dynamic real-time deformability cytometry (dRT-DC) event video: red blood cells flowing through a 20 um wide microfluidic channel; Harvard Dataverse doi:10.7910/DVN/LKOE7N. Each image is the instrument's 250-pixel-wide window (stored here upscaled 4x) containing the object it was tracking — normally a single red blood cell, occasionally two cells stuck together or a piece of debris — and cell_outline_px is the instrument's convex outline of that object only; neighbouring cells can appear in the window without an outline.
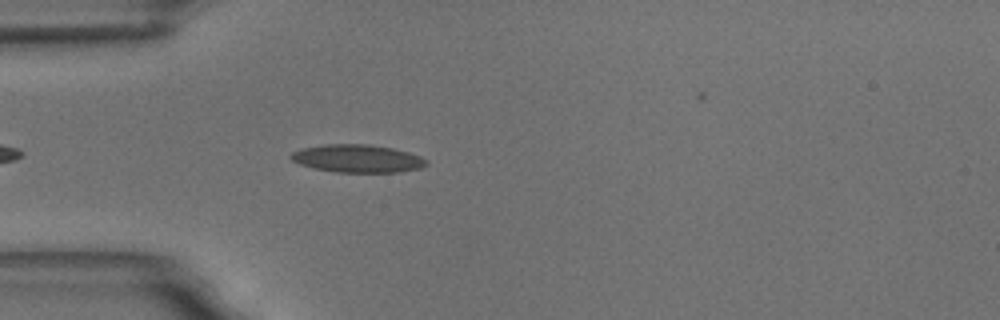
{"species": "common noctule bat (a hibernating species)", "species_latin": "Nyctalus noctula", "temperature_condition": "room temperature", "stored_images_in_passage": 40, "camera_frame_rate_fps": 3000, "um_per_image_px": 0.085, "animal": {"sex": "male", "body_mass_g": 18.8}, "frame": {"image": 1, "passage_image": 5, "time_ms": 1.333, "image_size_px": [1000, 320], "cell_outline_px": [[428, 164], [420, 168], [400, 172], [336, 172], [312, 168], [300, 164], [292, 160], [288, 156], [292, 152], [304, 148], [324, 144], [368, 144], [392, 148], [408, 152], [420, 156], [428, 160]], "centroid_in_image_um": [30.39, 13.48], "position_along_channel_um": 54.6, "area_um2": 22.02}}
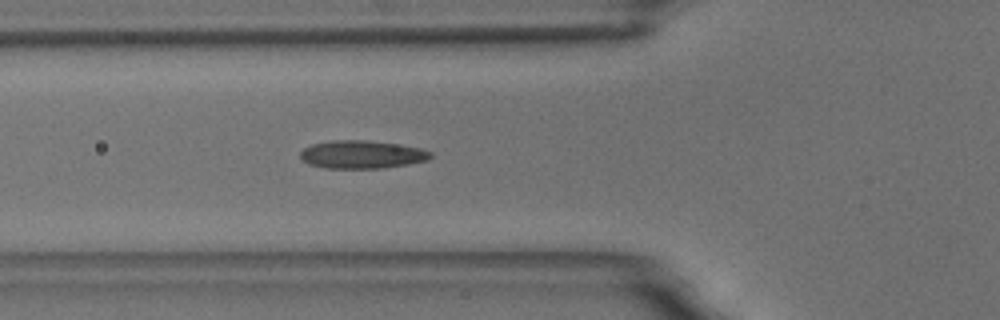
{"frame": {"image": 2, "passage_image": 9, "time_ms": 2.667, "image_size_px": [1000, 320], "cell_outline_px": [[432, 156], [428, 160], [408, 164], [384, 168], [324, 168], [308, 164], [300, 156], [300, 152], [304, 148], [312, 144], [332, 140], [364, 140], [396, 144], [420, 148], [432, 152]], "centroid_in_image_um": [30.75, 13.13], "position_along_channel_um": 95.0, "area_um2": 21.21}}
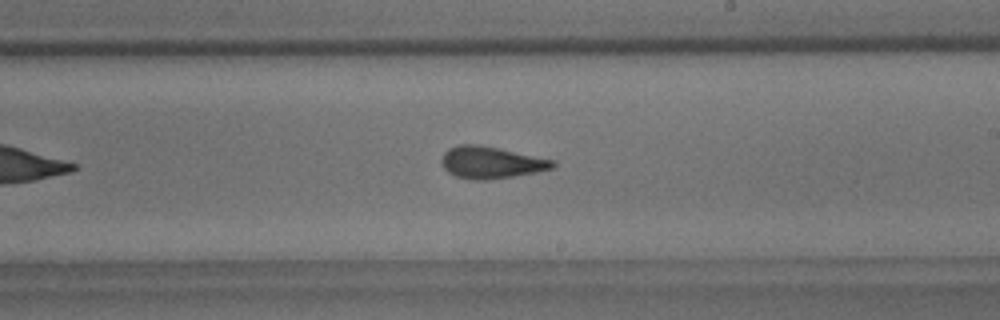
{"frame": {"image": 3, "passage_image": 22, "time_ms": 7.0, "image_size_px": [1000, 320], "cell_outline_px": [[556, 164], [552, 168], [536, 172], [488, 180], [472, 180], [456, 176], [448, 172], [444, 168], [440, 160], [444, 152], [448, 148], [456, 144], [476, 144], [556, 160]], "centroid_in_image_um": [41.7, 13.81], "position_along_channel_um": 247.3, "area_um2": 20.63}}